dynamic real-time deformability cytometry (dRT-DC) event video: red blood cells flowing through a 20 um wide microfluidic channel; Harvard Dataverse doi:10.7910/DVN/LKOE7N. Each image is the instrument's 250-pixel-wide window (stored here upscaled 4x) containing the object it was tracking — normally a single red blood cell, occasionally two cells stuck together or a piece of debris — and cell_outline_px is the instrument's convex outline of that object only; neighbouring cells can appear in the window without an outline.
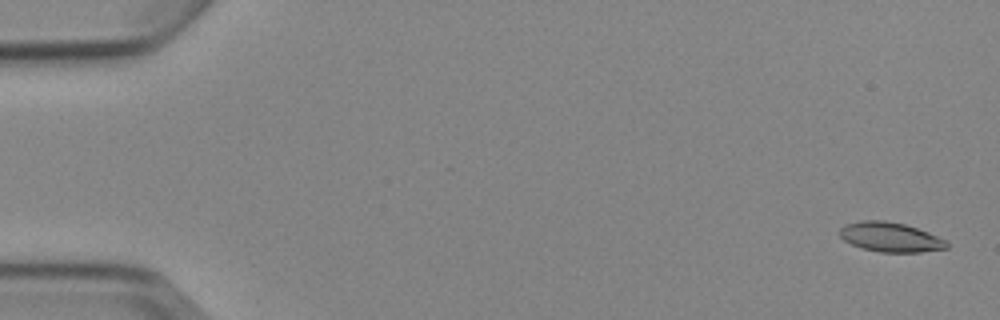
{"species": "Egyptian fruit bat (a non-hibernating species)", "species_latin": "Rousettus aegyptiacus", "temperature_condition": "cold", "stored_images_in_passage": 5, "camera_frame_rate_fps": 3000, "um_per_image_px": 0.085, "animal": {"sex": "female"}, "frame": {"image": 1, "passage_image": 1, "time_ms": 0.0, "image_size_px": [1000, 320], "cell_outline_px": [[948, 248], [920, 252], [880, 252], [860, 248], [844, 240], [840, 236], [840, 228], [848, 224], [860, 220], [884, 220], [904, 224], [928, 232], [944, 240], [948, 244]], "centroid_in_image_um": [75.66, 20.16], "position_along_channel_um": 9.3, "area_um2": 18.26}}
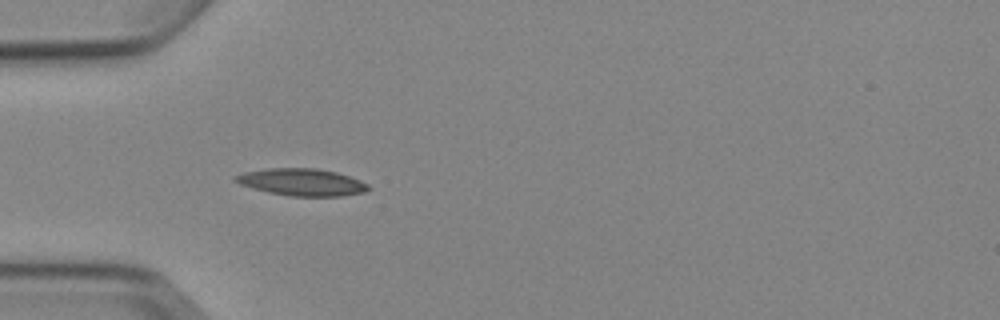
{"frame": {"image": 2, "passage_image": 5, "time_ms": 5.0, "image_size_px": [1000, 320], "cell_outline_px": [[372, 188], [364, 192], [340, 196], [292, 196], [268, 192], [252, 188], [240, 184], [232, 180], [232, 176], [244, 172], [268, 168], [316, 168], [336, 172], [360, 180], [368, 184]], "centroid_in_image_um": [25.63, 15.48], "position_along_channel_um": 59.4, "area_um2": 21.04}}